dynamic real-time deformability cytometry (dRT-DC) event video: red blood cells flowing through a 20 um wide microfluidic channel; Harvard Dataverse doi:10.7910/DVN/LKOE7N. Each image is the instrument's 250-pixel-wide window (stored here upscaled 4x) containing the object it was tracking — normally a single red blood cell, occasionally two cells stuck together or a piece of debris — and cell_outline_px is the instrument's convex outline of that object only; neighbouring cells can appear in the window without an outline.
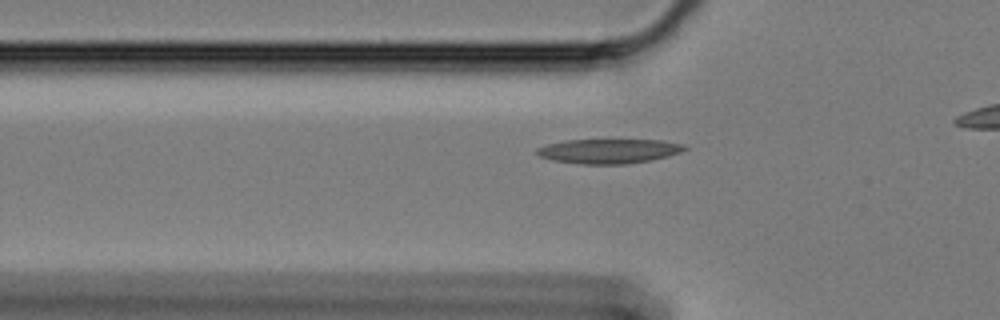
{"species": "Egyptian fruit bat (a non-hibernating species)", "species_latin": "Rousettus aegyptiacus", "temperature_condition": "cold", "stored_images_in_passage": 46, "camera_frame_rate_fps": 3000, "um_per_image_px": 0.085, "animal": {"sex": "female"}, "frame": {"image": 1, "passage_image": 14, "time_ms": 4.333, "image_size_px": [1000, 320], "cell_outline_px": [[688, 148], [680, 152], [668, 156], [652, 160], [628, 164], [584, 164], [552, 160], [540, 156], [536, 152], [536, 148], [548, 144], [564, 140], [660, 140], [684, 144]], "centroid_in_image_um": [51.76, 12.84], "position_along_channel_um": 74.0, "area_um2": 21.1}}
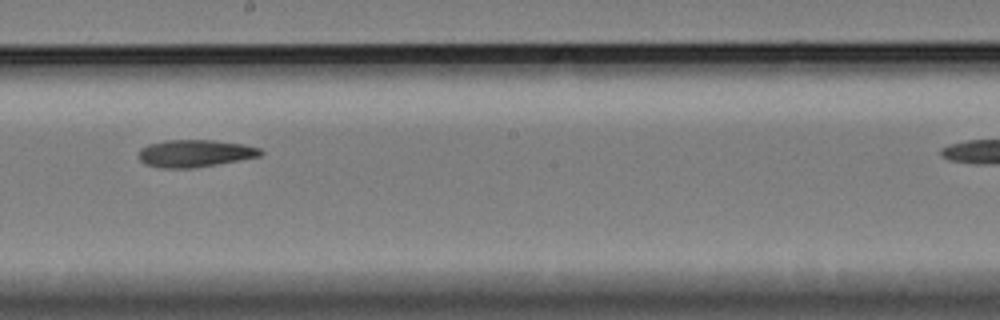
{"frame": {"image": 2, "passage_image": 28, "time_ms": 9.0, "image_size_px": [1000, 320], "cell_outline_px": [[264, 152], [260, 156], [216, 164], [192, 168], [164, 168], [144, 164], [140, 160], [140, 148], [148, 144], [164, 140], [212, 140], [244, 144], [260, 148]], "centroid_in_image_um": [16.56, 13.03], "position_along_channel_um": 231.6, "area_um2": 19.31}}
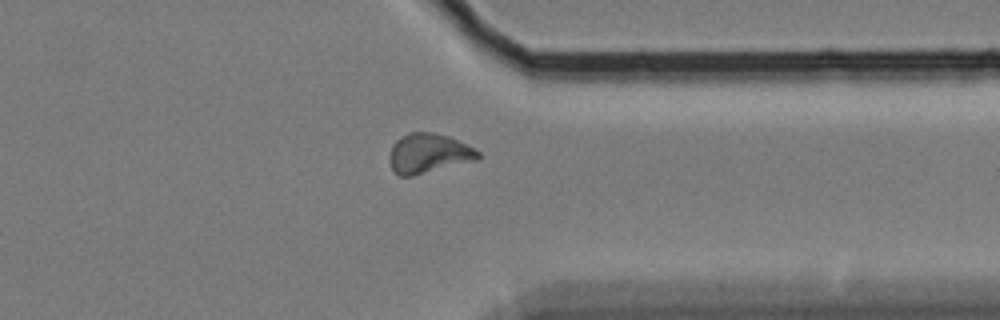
{"frame": {"image": 3, "passage_image": 41, "time_ms": 13.333, "image_size_px": [1000, 320], "cell_outline_px": [[480, 156], [476, 160], [412, 176], [400, 176], [392, 168], [388, 156], [392, 144], [396, 140], [408, 132], [432, 132], [448, 136], [480, 152]], "centroid_in_image_um": [36.38, 13.03], "position_along_channel_um": 375.0, "area_um2": 20.23}}